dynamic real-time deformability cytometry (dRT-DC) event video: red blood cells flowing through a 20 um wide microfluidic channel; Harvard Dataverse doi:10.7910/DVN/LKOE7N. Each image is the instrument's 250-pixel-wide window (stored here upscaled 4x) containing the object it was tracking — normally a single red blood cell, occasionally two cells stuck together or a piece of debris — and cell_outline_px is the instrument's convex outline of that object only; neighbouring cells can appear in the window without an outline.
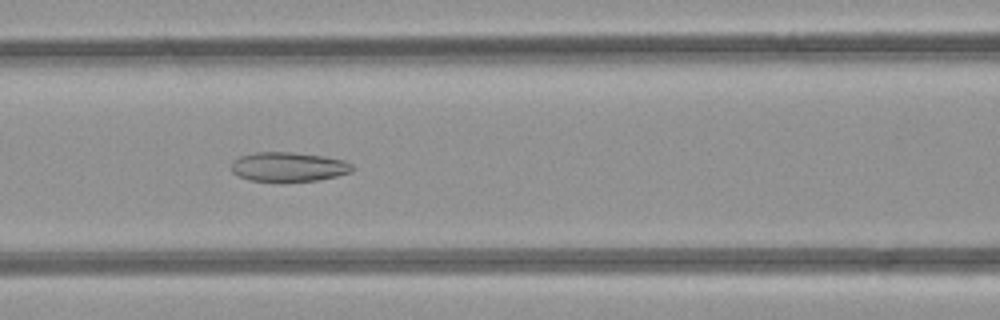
{"species": "common noctule bat (a hibernating species)", "species_latin": "Nyctalus noctula", "temperature_condition": "room temperature", "stored_images_in_passage": 38, "camera_frame_rate_fps": 3000, "um_per_image_px": 0.085, "animal": {"sex": "female", "body_mass_g": 21.9}, "frame": {"image": 1, "passage_image": 15, "time_ms": 4.667, "image_size_px": [1000, 320], "cell_outline_px": [[352, 172], [336, 176], [316, 180], [280, 184], [248, 180], [236, 176], [232, 172], [232, 160], [240, 156], [256, 152], [292, 152], [324, 156], [344, 160], [352, 164]], "centroid_in_image_um": [24.47, 14.22], "position_along_channel_um": 142.1, "area_um2": 21.44}}
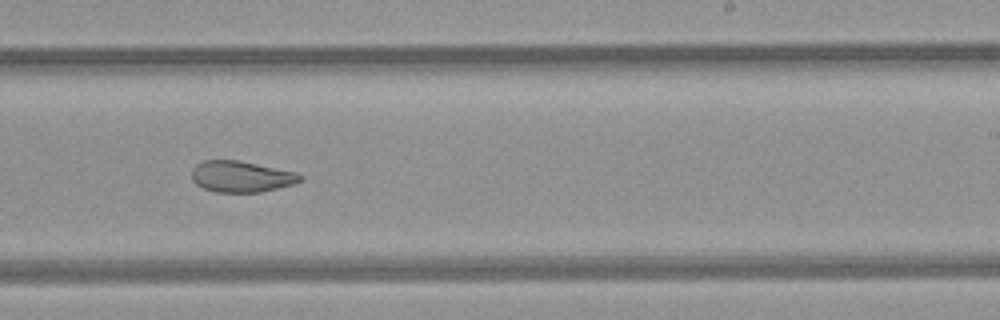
{"frame": {"image": 2, "passage_image": 24, "time_ms": 7.667, "image_size_px": [1000, 320], "cell_outline_px": [[304, 180], [292, 184], [260, 192], [216, 192], [204, 188], [196, 184], [192, 180], [192, 168], [196, 164], [204, 160], [236, 160], [296, 172], [304, 176]], "centroid_in_image_um": [20.49, 15.01], "position_along_channel_um": 268.5, "area_um2": 19.59}}
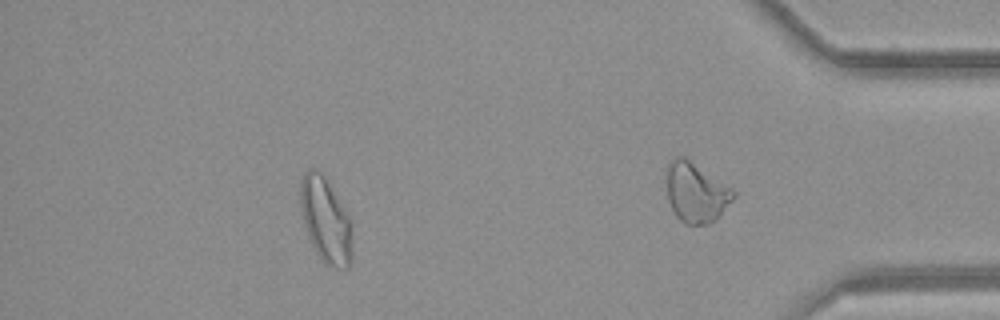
{"frame": {"image": 3, "passage_image": 32, "time_ms": 10.333, "image_size_px": [1000, 320], "cell_outline_px": [[352, 264], [348, 268], [336, 268], [324, 264], [320, 260], [308, 236], [304, 224], [300, 208], [300, 180], [304, 172], [308, 168], [316, 168], [324, 176], [344, 208], [352, 224]], "centroid_in_image_um": [27.68, 18.74], "position_along_channel_um": 407.5, "area_um2": 26.07}, "authors_computed_cell_mechanics": {"area_um2": 24.3338, "velocity_mm_per_s": 4.2248, "shape_relaxation_time_tau1_ms": null, "shape_relaxation_time_tau2_ms": 1.9976, "deformation_change_tau1": null, "deformation_change_tau2": 0.0809}}